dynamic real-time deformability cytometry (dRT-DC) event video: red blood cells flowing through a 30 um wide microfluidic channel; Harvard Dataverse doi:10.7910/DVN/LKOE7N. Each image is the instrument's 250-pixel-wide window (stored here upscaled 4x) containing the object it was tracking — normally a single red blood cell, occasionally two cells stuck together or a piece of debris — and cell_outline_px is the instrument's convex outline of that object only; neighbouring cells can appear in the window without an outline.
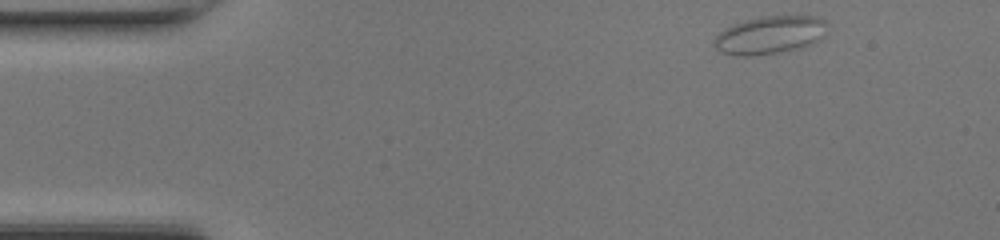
{"species": "common noctule bat (a hibernating species)", "species_latin": "Nyctalus noctula", "temperature_condition": "room temperature", "stored_images_in_passage": 44, "camera_frame_rate_fps": 3000, "um_per_image_px": 0.085, "animal": {"sex": "female", "body_mass_g": 17.0, "forearm_length_mm": 48.0}, "frame": {"image": 1, "passage_image": 1, "time_ms": 0.0, "image_size_px": [1000, 240], "cell_outline_px": [[828, 24], [824, 36], [808, 44], [776, 52], [724, 52], [716, 48], [716, 36], [724, 28], [732, 24], [744, 20], [760, 16], [816, 16], [824, 20]], "centroid_in_image_um": [65.5, 2.88], "position_along_channel_um": 19.5, "area_um2": 23.52}}
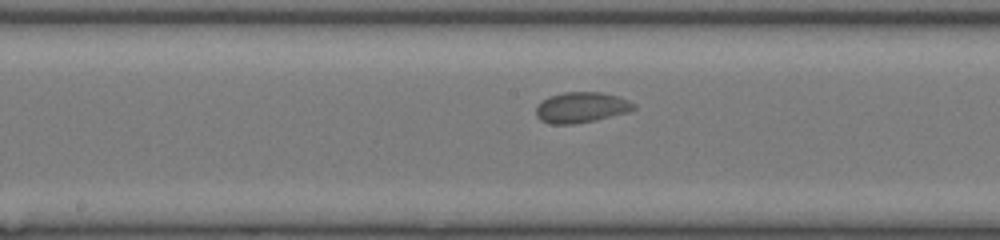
{"frame": {"image": 2, "passage_image": 20, "time_ms": 6.333, "image_size_px": [1000, 240], "cell_outline_px": [[636, 108], [628, 112], [592, 120], [572, 124], [552, 124], [540, 120], [536, 116], [536, 108], [548, 96], [564, 92], [600, 92], [616, 96], [628, 100], [636, 104]], "centroid_in_image_um": [49.4, 9.12], "position_along_channel_um": 198.8, "area_um2": 17.17}}
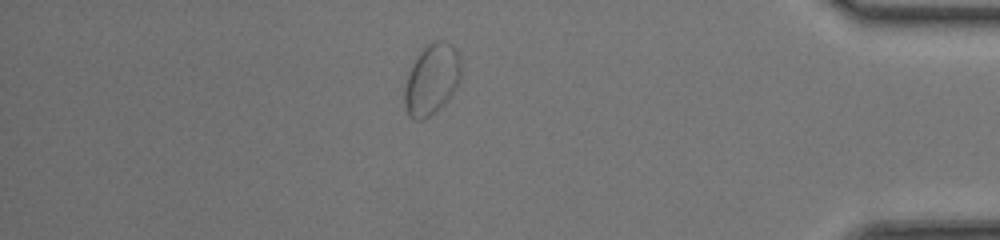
{"frame": {"image": 3, "passage_image": 37, "time_ms": 12.0, "image_size_px": [1000, 240], "cell_outline_px": [[460, 76], [452, 92], [428, 116], [420, 120], [416, 120], [408, 116], [404, 104], [404, 88], [408, 76], [420, 52], [428, 44], [436, 40], [440, 40], [452, 44], [456, 48], [460, 60]], "centroid_in_image_um": [36.67, 6.72], "position_along_channel_um": 398.5, "area_um2": 22.37}}